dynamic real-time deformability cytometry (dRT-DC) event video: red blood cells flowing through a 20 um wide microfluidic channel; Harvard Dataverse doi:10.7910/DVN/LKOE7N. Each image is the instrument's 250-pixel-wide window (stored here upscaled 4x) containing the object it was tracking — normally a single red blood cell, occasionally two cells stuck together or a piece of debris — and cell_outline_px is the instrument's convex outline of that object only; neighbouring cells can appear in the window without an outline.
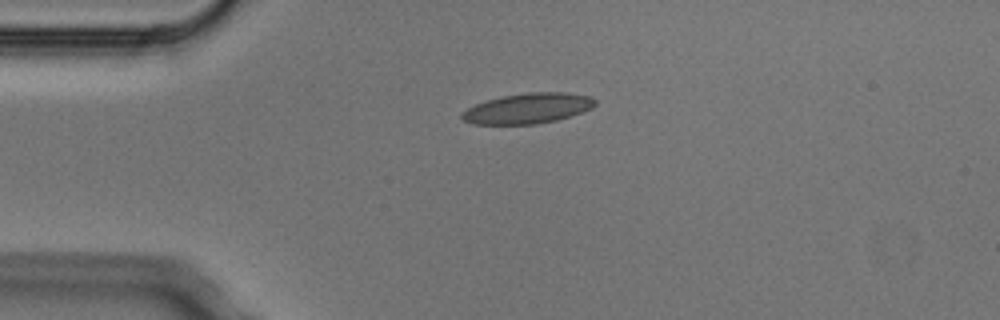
{"species": "Egyptian fruit bat (a non-hibernating species)", "species_latin": "Rousettus aegyptiacus", "temperature_condition": "cold", "stored_images_in_passage": 1, "camera_frame_rate_fps": 3000, "um_per_image_px": 0.085, "animal": {"sex": "male"}, "frame": {"image": 1, "passage_image": 1, "time_ms": 0.0, "image_size_px": [1000, 320], "cell_outline_px": [[596, 104], [592, 108], [556, 120], [536, 124], [472, 124], [464, 120], [460, 116], [468, 108], [476, 104], [500, 96], [528, 92], [568, 92], [592, 96], [596, 100]], "centroid_in_image_um": [44.89, 9.2], "position_along_channel_um": 40.1, "area_um2": 23.47}}